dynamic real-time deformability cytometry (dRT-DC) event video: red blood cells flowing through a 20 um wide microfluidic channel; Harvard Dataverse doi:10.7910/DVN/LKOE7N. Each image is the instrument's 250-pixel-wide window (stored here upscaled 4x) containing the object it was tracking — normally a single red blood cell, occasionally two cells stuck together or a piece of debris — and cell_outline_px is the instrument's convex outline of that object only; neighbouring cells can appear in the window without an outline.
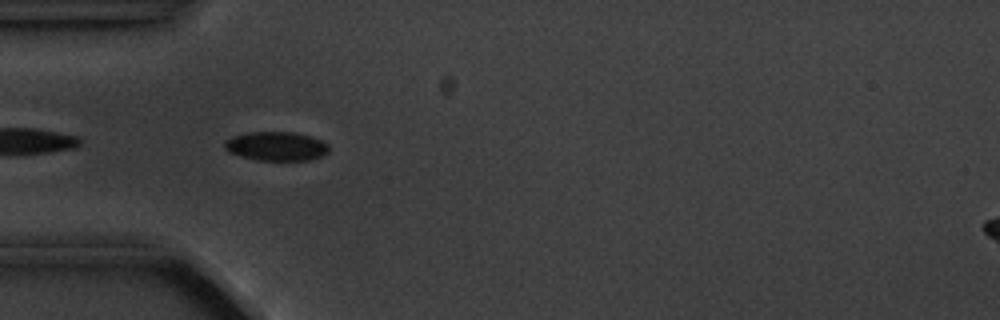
{"species": "common noctule bat (a hibernating species)", "species_latin": "Nyctalus noctula", "temperature_condition": "cold", "stored_images_in_passage": 5, "camera_frame_rate_fps": 3000, "um_per_image_px": 0.085, "animal": {"sex": "male", "body_mass_g": 20.1, "forearm_length_mm": 53.5}, "frame": {"image": 1, "passage_image": 4, "time_ms": 3.667, "image_size_px": [1000, 320], "cell_outline_px": [[328, 152], [320, 156], [308, 160], [256, 160], [240, 156], [228, 152], [224, 148], [224, 140], [232, 136], [248, 132], [292, 132], [312, 136], [328, 144]], "centroid_in_image_um": [23.44, 12.42], "position_along_channel_um": 61.6, "area_um2": 17.69}}